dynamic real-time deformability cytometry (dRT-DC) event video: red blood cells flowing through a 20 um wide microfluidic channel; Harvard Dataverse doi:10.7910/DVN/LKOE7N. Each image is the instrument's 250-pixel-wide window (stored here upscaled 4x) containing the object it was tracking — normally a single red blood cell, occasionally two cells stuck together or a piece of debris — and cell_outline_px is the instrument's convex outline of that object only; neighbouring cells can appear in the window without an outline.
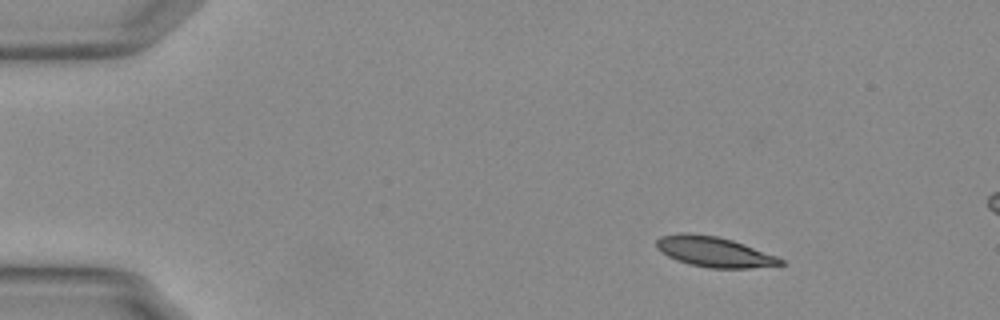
{"species": "Egyptian fruit bat (a non-hibernating species)", "species_latin": "Rousettus aegyptiacus", "temperature_condition": "warm", "stored_images_in_passage": 11, "camera_frame_rate_fps": 3000, "um_per_image_px": 0.085, "animal": {"sex": "female"}, "frame": {"image": 1, "passage_image": 8, "time_ms": 2.333, "image_size_px": [1000, 320], "cell_outline_px": [[784, 264], [748, 268], [712, 268], [692, 264], [676, 260], [660, 252], [656, 248], [656, 240], [660, 236], [680, 232], [688, 232], [716, 236], [732, 240], [744, 244], [776, 256], [784, 260]], "centroid_in_image_um": [60.65, 21.38], "position_along_channel_um": 24.4, "area_um2": 21.79}}